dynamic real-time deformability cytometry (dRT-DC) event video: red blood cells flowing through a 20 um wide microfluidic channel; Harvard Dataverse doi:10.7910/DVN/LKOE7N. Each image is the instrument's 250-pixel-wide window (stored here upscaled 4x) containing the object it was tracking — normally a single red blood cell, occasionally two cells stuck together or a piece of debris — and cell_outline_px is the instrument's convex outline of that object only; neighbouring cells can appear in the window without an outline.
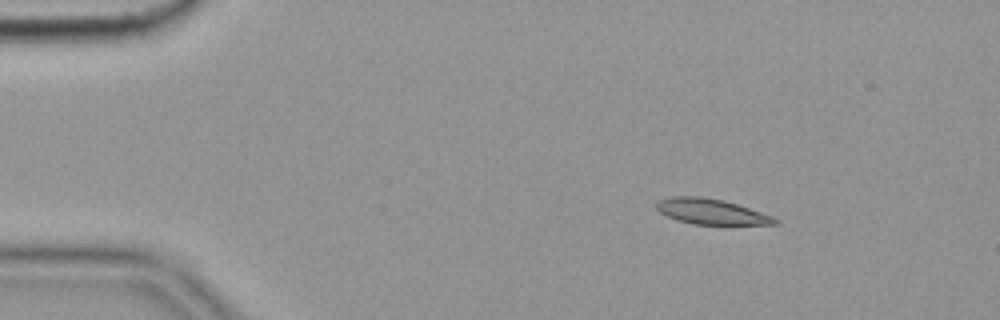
{"species": "common noctule bat (a hibernating species)", "species_latin": "Nyctalus noctula", "temperature_condition": "cold", "stored_images_in_passage": 4, "camera_frame_rate_fps": 3000, "um_per_image_px": 0.085, "animal": {"sex": "female", "body_mass_g": 19.9}, "frame": {"image": 1, "passage_image": 2, "time_ms": 0.333, "image_size_px": [1000, 320], "cell_outline_px": [[780, 224], [728, 228], [692, 224], [676, 220], [660, 212], [656, 208], [656, 204], [660, 200], [672, 196], [700, 196], [724, 200], [772, 216], [780, 220]], "centroid_in_image_um": [60.57, 18.06], "position_along_channel_um": 24.4, "area_um2": 18.67}}